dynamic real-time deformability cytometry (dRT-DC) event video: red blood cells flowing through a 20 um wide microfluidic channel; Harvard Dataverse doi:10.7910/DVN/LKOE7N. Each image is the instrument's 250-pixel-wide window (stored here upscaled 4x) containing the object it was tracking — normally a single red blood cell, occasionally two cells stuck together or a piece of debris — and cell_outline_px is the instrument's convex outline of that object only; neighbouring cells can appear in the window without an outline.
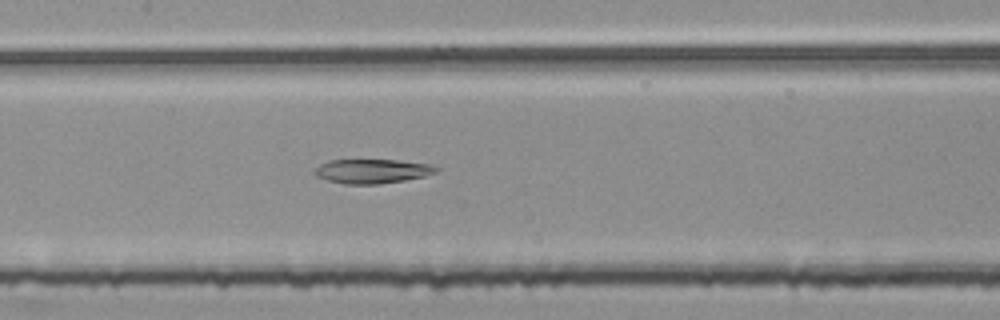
{"species": "common noctule bat (a hibernating species)", "species_latin": "Nyctalus noctula", "temperature_condition": "room temperature", "stored_images_in_passage": 41, "camera_frame_rate_fps": 3000, "um_per_image_px": 0.085, "animal": {"sex": "female", "body_mass_g": 25.1}, "frame": {"image": 1, "passage_image": 22, "time_ms": 7.0, "image_size_px": [1000, 320], "cell_outline_px": [[440, 168], [436, 172], [424, 176], [404, 180], [376, 184], [344, 184], [328, 180], [316, 176], [312, 172], [320, 164], [328, 160], [400, 160], [428, 164]], "centroid_in_image_um": [31.61, 14.54], "position_along_channel_um": 175.8, "area_um2": 17.11}}
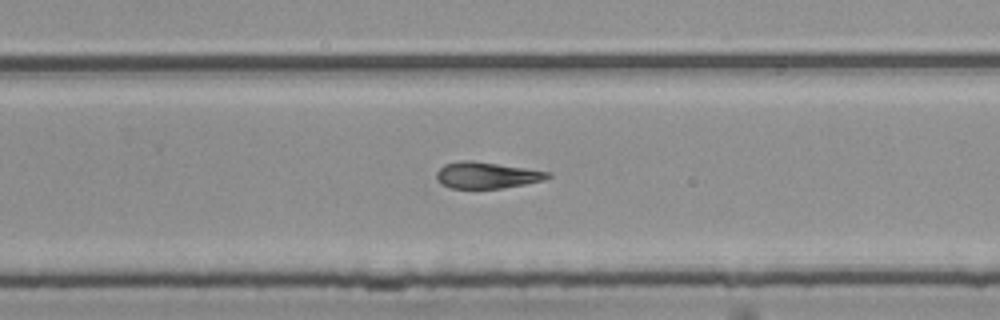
{"frame": {"image": 2, "passage_image": 31, "time_ms": 10.0, "image_size_px": [1000, 320], "cell_outline_px": [[552, 176], [544, 180], [504, 188], [448, 188], [440, 184], [436, 180], [436, 172], [444, 164], [460, 160], [472, 160], [552, 172]], "centroid_in_image_um": [41.35, 14.89], "position_along_channel_um": 288.5, "area_um2": 17.28}}
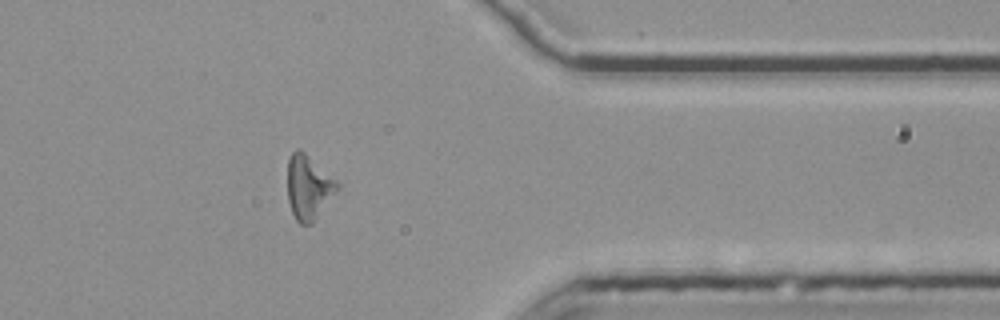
{"frame": {"image": 3, "passage_image": 40, "time_ms": 13.0, "image_size_px": [1000, 320], "cell_outline_px": [[340, 188], [312, 224], [300, 224], [296, 220], [292, 212], [288, 200], [288, 160], [292, 152], [296, 148], [300, 148], [336, 180], [340, 184]], "centroid_in_image_um": [26.23, 15.92], "position_along_channel_um": 385.2, "area_um2": 18.67}}